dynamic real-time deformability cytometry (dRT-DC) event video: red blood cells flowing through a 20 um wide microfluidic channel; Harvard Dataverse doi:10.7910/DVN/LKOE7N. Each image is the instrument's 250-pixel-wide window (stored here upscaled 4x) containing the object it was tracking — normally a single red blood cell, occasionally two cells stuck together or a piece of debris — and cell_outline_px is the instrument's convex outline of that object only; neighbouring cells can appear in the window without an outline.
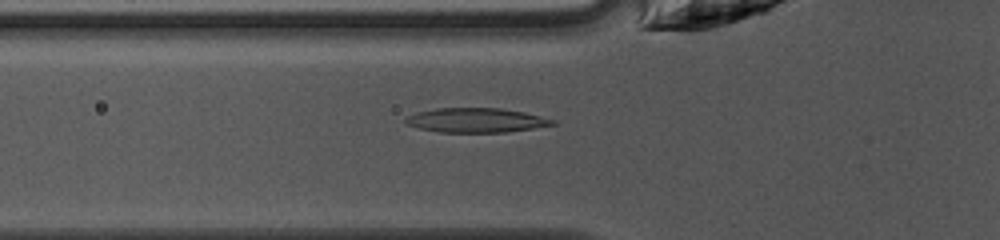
{"species": "common noctule bat (a hibernating species)", "species_latin": "Nyctalus noctula", "temperature_condition": "warm", "stored_images_in_passage": 39, "camera_frame_rate_fps": 3000, "um_per_image_px": 0.085, "animal": {"sex": "female", "body_mass_g": 10.0, "forearm_length_mm": 53.1}, "frame": {"image": 1, "passage_image": 9, "time_ms": 2.667, "image_size_px": [1000, 240], "cell_outline_px": [[556, 124], [532, 128], [504, 132], [440, 132], [420, 128], [408, 124], [404, 120], [408, 116], [416, 112], [436, 108], [500, 108], [524, 112], [556, 120]], "centroid_in_image_um": [40.47, 10.21], "position_along_channel_um": 85.3, "area_um2": 20.69}}
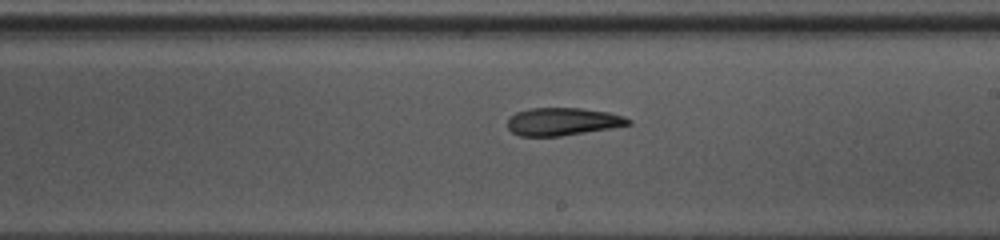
{"frame": {"image": 2, "passage_image": 20, "time_ms": 6.333, "image_size_px": [1000, 240], "cell_outline_px": [[632, 124], [560, 136], [520, 136], [512, 132], [508, 128], [508, 120], [516, 112], [532, 108], [580, 108], [608, 112], [624, 116], [632, 120]], "centroid_in_image_um": [47.83, 10.33], "position_along_channel_um": 241.2, "area_um2": 19.31}}
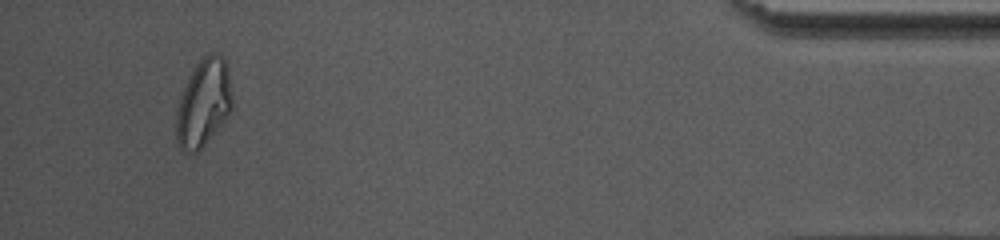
{"frame": {"image": 3, "passage_image": 37, "time_ms": 12.0, "image_size_px": [1000, 240], "cell_outline_px": [[232, 108], [224, 120], [204, 144], [196, 152], [188, 152], [180, 148], [176, 144], [176, 108], [180, 96], [196, 64], [208, 52], [216, 52], [224, 56], [228, 68], [232, 96]], "centroid_in_image_um": [17.29, 8.71], "position_along_channel_um": 417.9, "area_um2": 28.38}, "authors_computed_cell_mechanics": {"area_um2": 20.5768, "velocity_mm_per_s": 4.222, "shape_relaxation_time_tau1_ms": null, "shape_relaxation_time_tau2_ms": 4.1293, "deformation_change_tau1": null, "deformation_change_tau2": 0.1425}}